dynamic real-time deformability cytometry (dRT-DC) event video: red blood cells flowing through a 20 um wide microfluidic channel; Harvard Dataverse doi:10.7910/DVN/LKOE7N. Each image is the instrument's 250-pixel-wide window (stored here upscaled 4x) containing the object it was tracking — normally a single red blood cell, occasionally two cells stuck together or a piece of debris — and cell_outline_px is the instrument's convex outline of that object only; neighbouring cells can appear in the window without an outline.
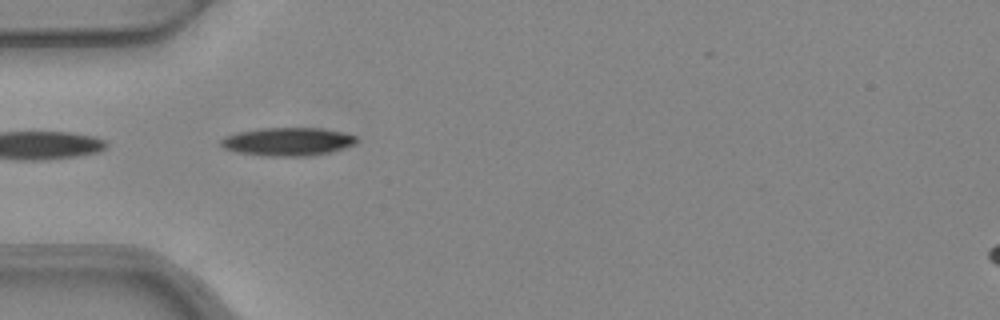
{"species": "common noctule bat (a hibernating species)", "species_latin": "Nyctalus noctula", "temperature_condition": "warm", "stored_images_in_passage": 5, "camera_frame_rate_fps": 3000, "um_per_image_px": 0.085, "animal": {"sex": "female", "body_mass_g": 24.6, "forearm_length_mm": 56.2}, "frame": {"image": 1, "passage_image": 4, "time_ms": 1.0, "image_size_px": [1000, 320], "cell_outline_px": [[360, 140], [356, 144], [344, 148], [328, 152], [304, 156], [264, 156], [236, 152], [224, 148], [220, 144], [220, 140], [224, 136], [236, 132], [260, 128], [324, 128], [344, 132], [356, 136]], "centroid_in_image_um": [24.46, 12.03], "position_along_channel_um": 60.5, "area_um2": 22.54}}
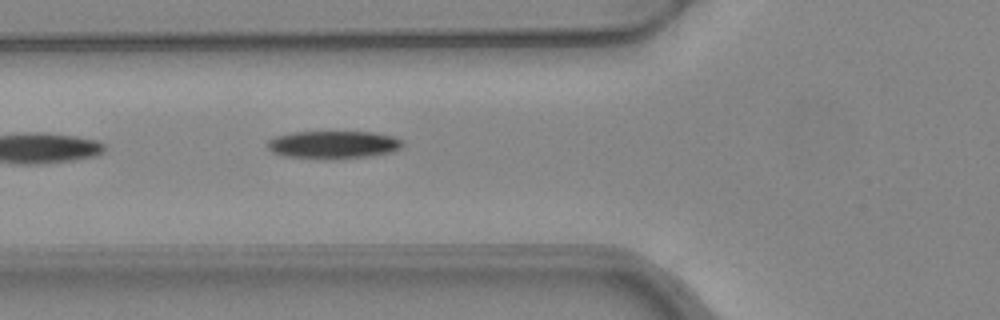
{"frame": {"image": 2, "passage_image": 5, "time_ms": 1.333, "image_size_px": [1000, 320], "cell_outline_px": [[404, 144], [400, 148], [392, 152], [372, 156], [332, 160], [324, 160], [284, 156], [272, 152], [268, 148], [268, 140], [276, 136], [292, 132], [372, 132], [392, 136], [404, 140]], "centroid_in_image_um": [28.35, 12.32], "position_along_channel_um": 97.5, "area_um2": 22.31}}